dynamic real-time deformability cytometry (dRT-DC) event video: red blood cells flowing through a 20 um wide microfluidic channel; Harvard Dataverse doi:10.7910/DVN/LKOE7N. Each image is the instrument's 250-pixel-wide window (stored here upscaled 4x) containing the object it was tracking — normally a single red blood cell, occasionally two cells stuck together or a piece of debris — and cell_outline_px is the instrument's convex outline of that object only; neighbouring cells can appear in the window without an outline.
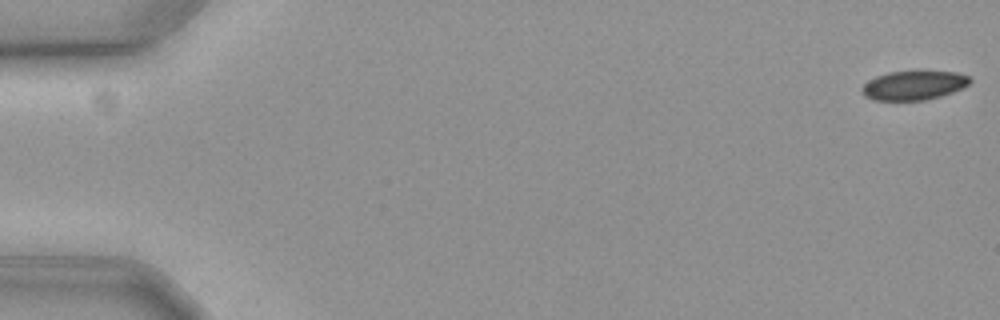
{"species": "common noctule bat (a hibernating species)", "species_latin": "Nyctalus noctula", "temperature_condition": "cold", "stored_images_in_passage": 15, "camera_frame_rate_fps": 3000, "um_per_image_px": 0.085, "animal": {"sex": "female", "body_mass_g": 19.3, "forearm_length_mm": 54.1}, "frame": {"image": 1, "passage_image": 1, "time_ms": 0.0, "image_size_px": [1000, 320], "cell_outline_px": [[972, 80], [968, 84], [952, 92], [940, 96], [924, 100], [872, 100], [864, 96], [860, 88], [868, 80], [876, 76], [888, 72], [920, 68], [956, 72], [968, 76]], "centroid_in_image_um": [77.65, 7.2], "position_along_channel_um": 7.3, "area_um2": 19.07}}
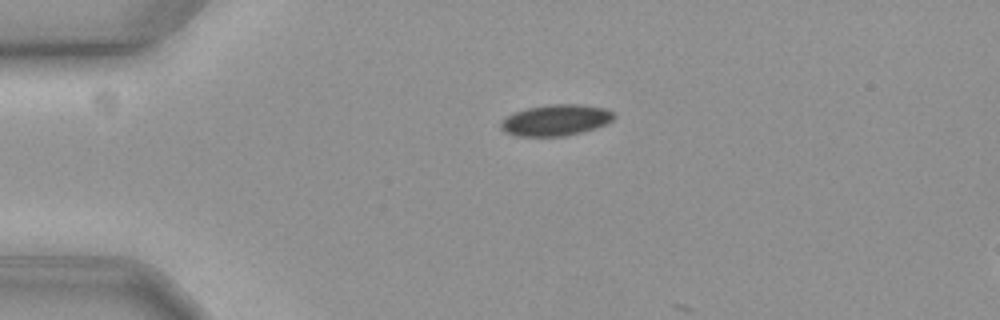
{"frame": {"image": 2, "passage_image": 14, "time_ms": 4.333, "image_size_px": [1000, 320], "cell_outline_px": [[616, 116], [612, 120], [596, 128], [564, 136], [516, 136], [500, 128], [500, 120], [516, 112], [528, 108], [548, 104], [580, 104], [604, 108], [612, 112]], "centroid_in_image_um": [47.24, 10.21], "position_along_channel_um": 37.8, "area_um2": 20.35}}